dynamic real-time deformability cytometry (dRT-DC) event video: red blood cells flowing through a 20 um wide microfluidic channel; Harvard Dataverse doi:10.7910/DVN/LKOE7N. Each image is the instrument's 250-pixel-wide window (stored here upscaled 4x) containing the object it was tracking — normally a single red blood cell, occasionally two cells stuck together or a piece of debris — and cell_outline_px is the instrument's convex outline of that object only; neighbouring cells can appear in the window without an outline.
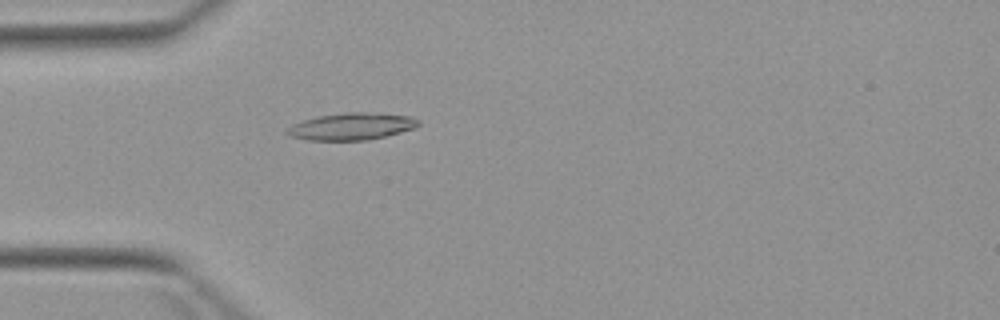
{"species": "Egyptian fruit bat (a non-hibernating species)", "species_latin": "Rousettus aegyptiacus", "temperature_condition": "warm", "stored_images_in_passage": 4, "camera_frame_rate_fps": 3000, "um_per_image_px": 0.085, "animal": {"sex": "female"}, "frame": {"image": 1, "passage_image": 4, "time_ms": 4.333, "image_size_px": [1000, 320], "cell_outline_px": [[420, 124], [412, 128], [400, 132], [368, 140], [308, 140], [292, 136], [284, 132], [292, 124], [316, 116], [344, 112], [364, 112], [412, 116], [420, 120]], "centroid_in_image_um": [29.87, 10.73], "position_along_channel_um": 55.1, "area_um2": 20.58}}